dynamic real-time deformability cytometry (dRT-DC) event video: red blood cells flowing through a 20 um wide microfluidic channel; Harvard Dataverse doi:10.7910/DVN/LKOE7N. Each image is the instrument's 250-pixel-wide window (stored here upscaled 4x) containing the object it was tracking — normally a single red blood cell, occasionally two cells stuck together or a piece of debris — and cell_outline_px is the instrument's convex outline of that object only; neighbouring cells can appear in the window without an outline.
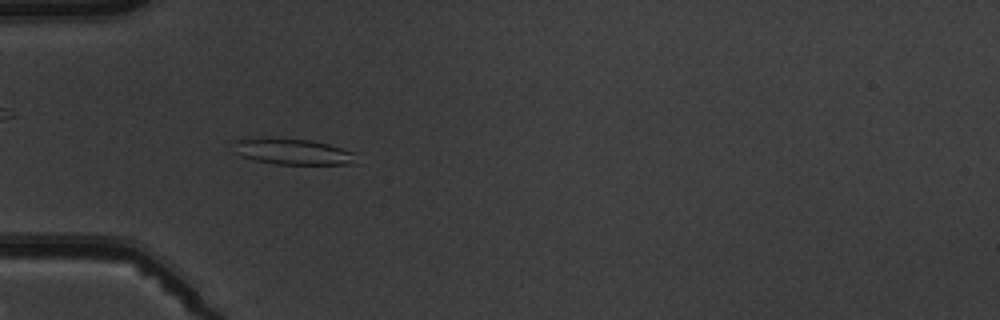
{"species": "common noctule bat (a hibernating species)", "species_latin": "Nyctalus noctula", "temperature_condition": "warm", "stored_images_in_passage": 14, "camera_frame_rate_fps": 3000, "um_per_image_px": 0.085, "animal": {"sex": "male", "body_mass_g": 19.5, "forearm_length_mm": 54.6}, "frame": {"image": 1, "passage_image": 5, "time_ms": 5.333, "image_size_px": [1000, 320], "cell_outline_px": [[356, 152], [352, 164], [276, 164], [252, 160], [240, 156], [236, 140], [260, 136], [312, 140], [328, 144]], "centroid_in_image_um": [24.89, 12.87], "position_along_channel_um": 60.1, "area_um2": 18.55}}
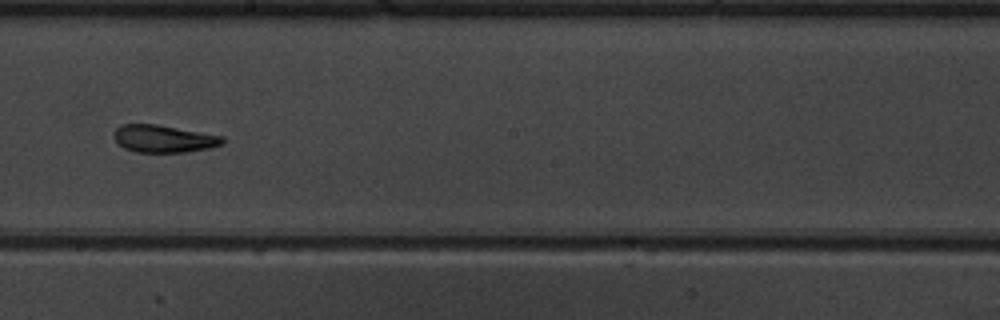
{"frame": {"image": 2, "passage_image": 9, "time_ms": 10.0, "image_size_px": [1000, 320], "cell_outline_px": [[224, 144], [208, 148], [184, 152], [136, 152], [124, 148], [116, 144], [116, 128], [120, 124], [156, 124], [224, 136]], "centroid_in_image_um": [13.92, 11.79], "position_along_channel_um": 234.3, "area_um2": 17.28}}
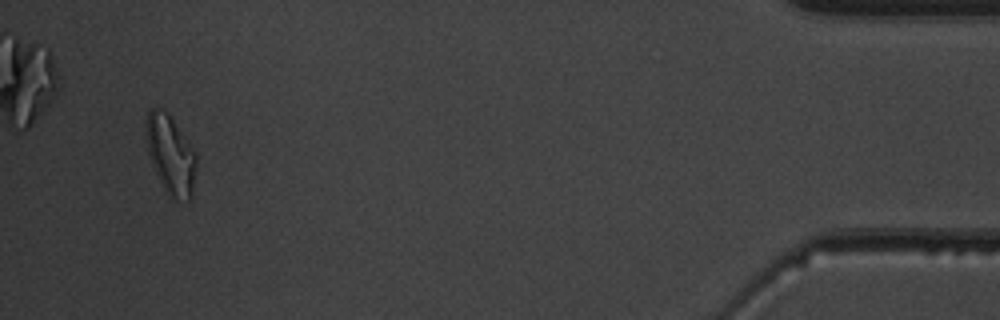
{"frame": {"image": 3, "passage_image": 14, "time_ms": 16.667, "image_size_px": [1000, 320], "cell_outline_px": [[196, 164], [192, 196], [188, 200], [172, 200], [168, 196], [152, 164], [148, 152], [144, 128], [144, 120], [148, 112], [152, 108], [156, 108], [164, 112], [172, 120], [196, 152]], "centroid_in_image_um": [14.48, 13.18], "position_along_channel_um": 420.7, "area_um2": 22.89}, "authors_computed_cell_mechanics": {"area_um2": 18.2359, "velocity_mm_per_s": 3.8601, "shape_relaxation_time_tau1_ms": 4.8274, "shape_relaxation_time_tau2_ms": 1.9939, "deformation_change_tau1": 0.15, "deformation_change_tau2": 0.0793}}